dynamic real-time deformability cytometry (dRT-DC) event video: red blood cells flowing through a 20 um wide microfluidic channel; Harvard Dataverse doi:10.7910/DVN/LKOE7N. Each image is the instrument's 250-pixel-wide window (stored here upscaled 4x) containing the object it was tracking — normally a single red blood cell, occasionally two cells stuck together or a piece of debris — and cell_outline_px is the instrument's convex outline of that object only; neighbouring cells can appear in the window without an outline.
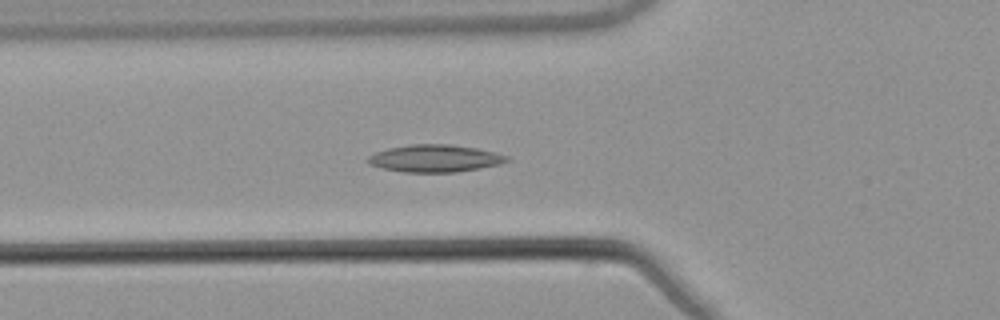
{"species": "common noctule bat (a hibernating species)", "species_latin": "Nyctalus noctula", "temperature_condition": "warm", "stored_images_in_passage": 55, "camera_frame_rate_fps": 3000, "um_per_image_px": 0.085, "animal": {"sex": "male", "body_mass_g": 21.5, "forearm_length_mm": 52.0}, "frame": {"image": 1, "passage_image": 21, "time_ms": 6.667, "image_size_px": [1000, 320], "cell_outline_px": [[508, 160], [500, 164], [480, 168], [456, 172], [404, 172], [380, 168], [368, 164], [368, 156], [376, 152], [388, 148], [412, 144], [452, 144], [476, 148], [508, 156]], "centroid_in_image_um": [36.93, 13.46], "position_along_channel_um": 88.9, "area_um2": 22.02}}
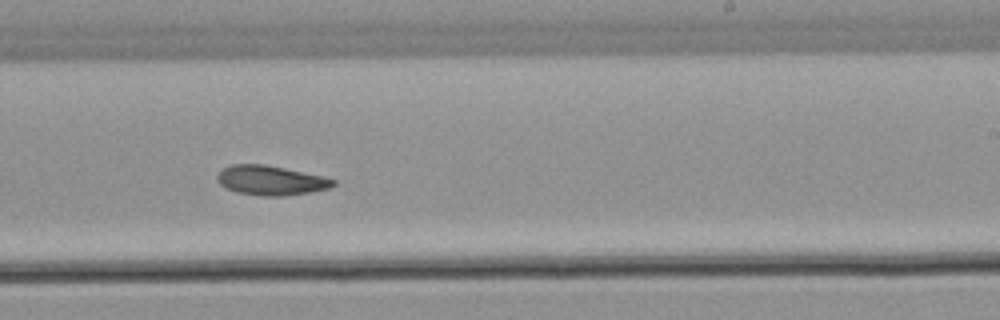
{"frame": {"image": 2, "passage_image": 35, "time_ms": 11.333, "image_size_px": [1000, 320], "cell_outline_px": [[336, 184], [328, 188], [308, 192], [284, 196], [260, 196], [236, 192], [220, 184], [216, 176], [224, 168], [232, 164], [264, 164], [284, 168], [320, 176], [336, 180]], "centroid_in_image_um": [22.99, 15.33], "position_along_channel_um": 266.0, "area_um2": 19.65}}
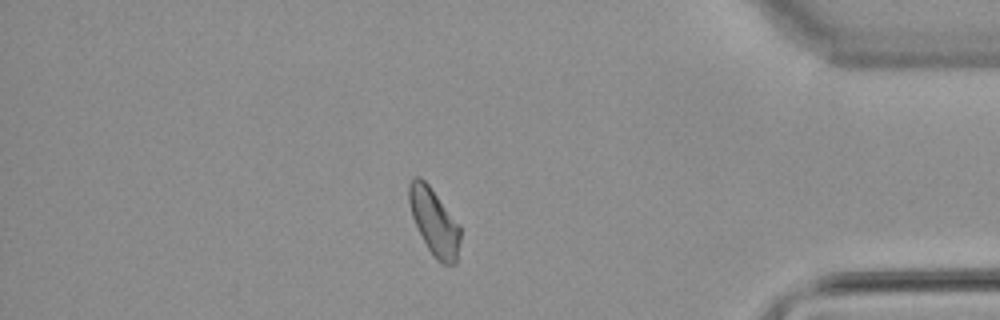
{"frame": {"image": 3, "passage_image": 48, "time_ms": 15.667, "image_size_px": [1000, 320], "cell_outline_px": [[460, 240], [456, 264], [444, 264], [436, 260], [432, 256], [412, 216], [408, 200], [408, 184], [416, 176], [420, 176], [428, 184], [460, 224]], "centroid_in_image_um": [36.92, 18.85], "position_along_channel_um": 398.3, "area_um2": 19.83}}